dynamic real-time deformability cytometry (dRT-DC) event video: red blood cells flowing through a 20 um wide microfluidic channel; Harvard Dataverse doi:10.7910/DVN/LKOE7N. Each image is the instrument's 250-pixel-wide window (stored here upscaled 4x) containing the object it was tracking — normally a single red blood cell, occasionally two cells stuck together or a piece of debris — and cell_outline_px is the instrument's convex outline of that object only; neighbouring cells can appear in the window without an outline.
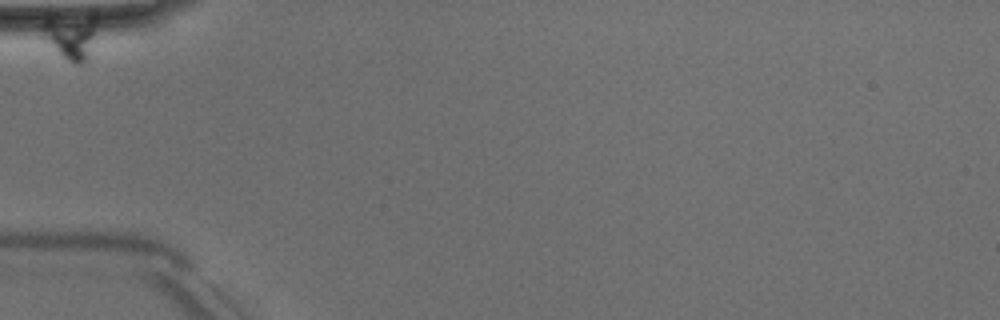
{"species": "Egyptian fruit bat (a non-hibernating species)", "species_latin": "Rousettus aegyptiacus", "temperature_condition": "room temperature", "stored_images_in_passage": 8, "camera_frame_rate_fps": 3000, "um_per_image_px": 0.085, "animal": {"sex": "male"}, "frame": {"image": 1, "passage_image": 1, "time_ms": 0.0, "image_size_px": [1000, 320], "cell_outline_px": [[96, 20], [88, 60], [80, 64], [76, 64], [68, 60], [44, 40], [40, 36], [40, 24], [48, 12], [52, 12]], "centroid_in_image_um": [5.84, 3.02], "position_along_channel_um": 79.2, "area_um2": 14.62}}
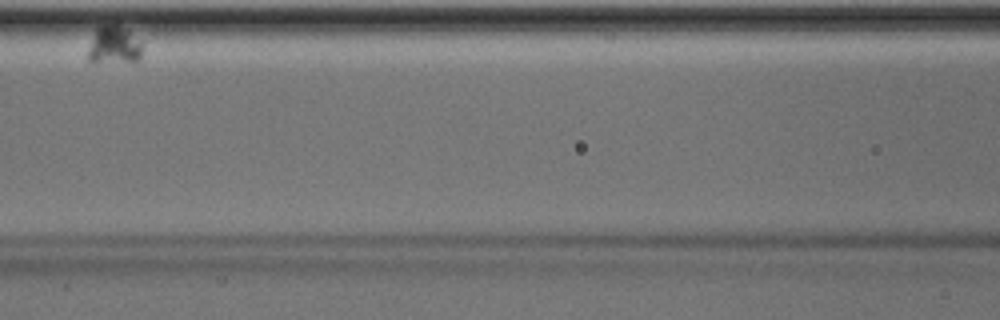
{"frame": {"image": 2, "passage_image": 5, "time_ms": 4.667, "image_size_px": [1000, 320], "cell_outline_px": [[140, 60], [96, 64], [92, 64], [88, 60], [88, 48], [96, 28], [100, 24], [116, 24], [128, 32], [140, 44]], "centroid_in_image_um": [9.58, 3.88], "position_along_channel_um": 157.0, "area_um2": 11.91}}
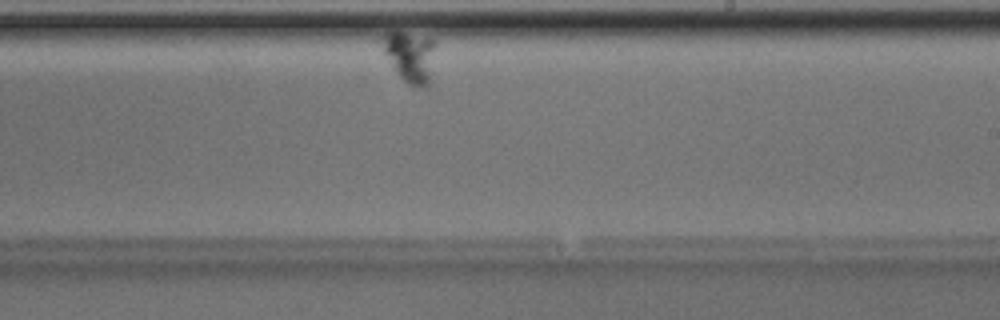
{"frame": {"image": 3, "passage_image": 8, "time_ms": 9.0, "image_size_px": [1000, 320], "cell_outline_px": [[436, 44], [428, 88], [416, 88], [408, 84], [396, 72], [384, 52], [380, 36], [388, 32], [400, 32], [428, 36]], "centroid_in_image_um": [34.87, 4.81], "position_along_channel_um": 254.1, "area_um2": 15.9}}